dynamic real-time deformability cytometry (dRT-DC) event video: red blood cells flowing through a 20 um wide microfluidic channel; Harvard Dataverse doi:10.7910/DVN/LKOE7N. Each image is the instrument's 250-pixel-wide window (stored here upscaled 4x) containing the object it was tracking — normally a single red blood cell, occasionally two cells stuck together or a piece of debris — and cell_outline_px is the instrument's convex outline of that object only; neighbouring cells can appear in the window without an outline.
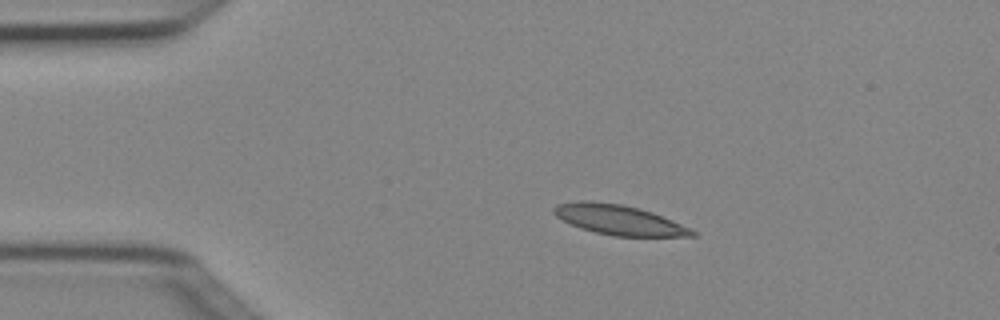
{"species": "Egyptian fruit bat (a non-hibernating species)", "species_latin": "Rousettus aegyptiacus", "temperature_condition": "cold", "stored_images_in_passage": 3, "camera_frame_rate_fps": 3000, "um_per_image_px": 0.085, "animal": {"sex": "female"}, "frame": {"image": 1, "passage_image": 2, "time_ms": 0.333, "image_size_px": [1000, 320], "cell_outline_px": [[696, 236], [612, 236], [580, 228], [556, 216], [552, 212], [552, 208], [556, 204], [576, 200], [592, 200], [620, 204], [640, 208], [652, 212], [692, 228], [696, 232]], "centroid_in_image_um": [52.59, 18.67], "position_along_channel_um": 32.4, "area_um2": 24.22}}